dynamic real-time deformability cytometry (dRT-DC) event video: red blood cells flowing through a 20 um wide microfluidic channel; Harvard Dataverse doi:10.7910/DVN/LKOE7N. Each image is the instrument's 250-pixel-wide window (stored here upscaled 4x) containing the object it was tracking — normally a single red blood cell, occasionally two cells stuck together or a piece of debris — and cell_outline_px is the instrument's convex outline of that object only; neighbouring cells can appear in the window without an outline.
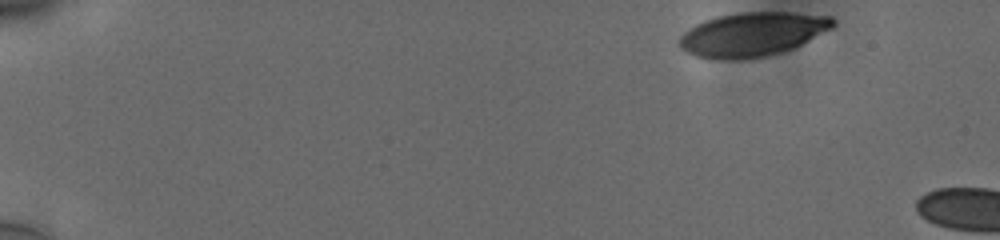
{"species": "human", "species_latin": "Homo sapiens", "temperature_condition": "cold", "stored_images_in_passage": 51, "camera_frame_rate_fps": 3000, "um_per_image_px": 0.085, "donor": {"sex": "male"}, "frame": {"image": 1, "passage_image": 1, "time_ms": 0.0, "image_size_px": [1000, 240], "cell_outline_px": [[836, 24], [832, 28], [792, 48], [780, 52], [764, 56], [740, 60], [732, 60], [696, 56], [680, 48], [680, 36], [688, 28], [704, 20], [720, 16], [740, 12], [784, 12], [832, 16], [836, 20]], "centroid_in_image_um": [63.95, 2.9], "position_along_channel_um": 21.0, "area_um2": 39.02}}
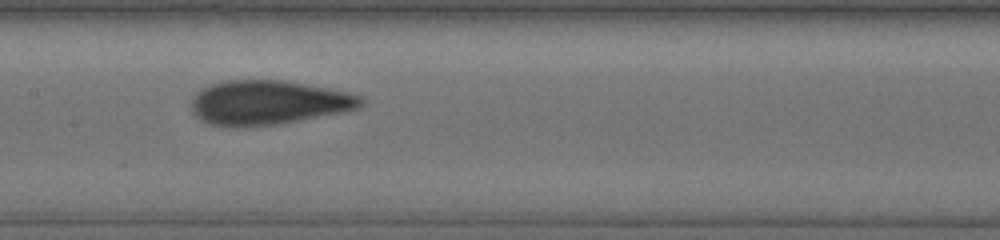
{"frame": {"image": 2, "passage_image": 25, "time_ms": 8.0, "image_size_px": [1000, 240], "cell_outline_px": [[364, 100], [360, 108], [340, 112], [276, 124], [212, 124], [200, 120], [192, 112], [192, 100], [196, 92], [212, 84], [224, 80], [284, 80], [328, 88], [348, 92], [364, 96]], "centroid_in_image_um": [22.84, 8.67], "position_along_channel_um": 184.6, "area_um2": 42.77}}
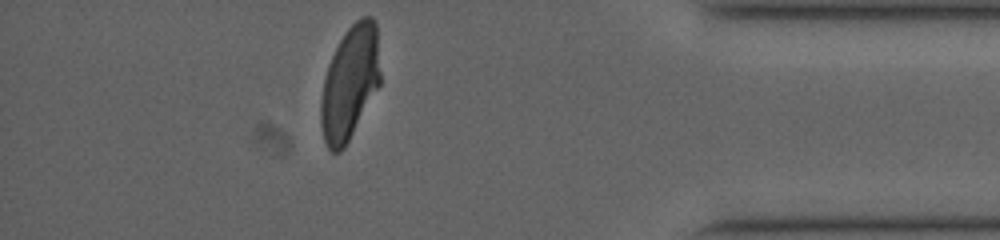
{"frame": {"image": 3, "passage_image": 45, "time_ms": 14.667, "image_size_px": [1000, 240], "cell_outline_px": [[380, 84], [344, 148], [340, 152], [332, 152], [328, 148], [324, 140], [320, 124], [320, 100], [324, 80], [328, 64], [340, 40], [348, 28], [360, 16], [372, 16], [376, 20], [380, 72]], "centroid_in_image_um": [29.73, 7.02], "position_along_channel_um": 405.5, "area_um2": 39.3}}